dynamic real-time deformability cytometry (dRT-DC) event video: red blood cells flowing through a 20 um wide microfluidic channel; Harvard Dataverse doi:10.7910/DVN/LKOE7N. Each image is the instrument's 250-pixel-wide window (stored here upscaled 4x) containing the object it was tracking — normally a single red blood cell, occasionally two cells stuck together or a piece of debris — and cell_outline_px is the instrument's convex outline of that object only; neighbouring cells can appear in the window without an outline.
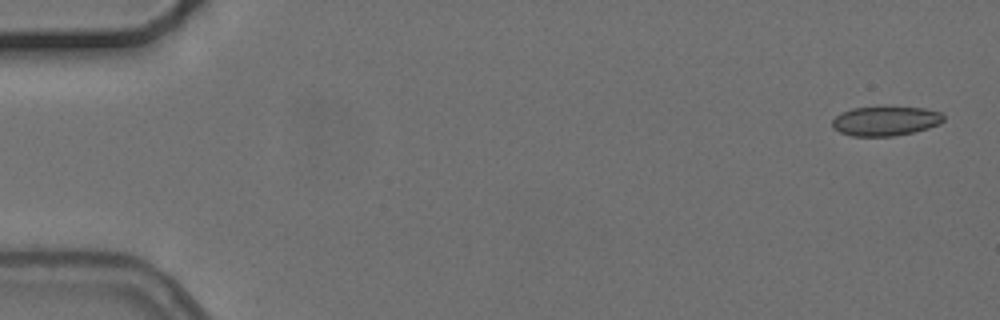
{"species": "common noctule bat (a hibernating species)", "species_latin": "Nyctalus noctula", "temperature_condition": "cold", "stored_images_in_passage": 6, "segment_of_instrument_passage": [1, 2], "camera_frame_rate_fps": 3000, "um_per_image_px": 0.085, "animal": {"sex": "female", "body_mass_g": 24.6, "forearm_length_mm": 56.2}, "frame": {"image": 1, "passage_image": 1, "time_ms": 0.0, "image_size_px": [1000, 320], "cell_outline_px": [[944, 120], [940, 124], [928, 128], [912, 132], [892, 136], [852, 136], [840, 132], [832, 128], [832, 120], [836, 116], [852, 108], [924, 108], [940, 112], [944, 116]], "centroid_in_image_um": [75.27, 10.3], "position_along_channel_um": 9.7, "area_um2": 18.73}}